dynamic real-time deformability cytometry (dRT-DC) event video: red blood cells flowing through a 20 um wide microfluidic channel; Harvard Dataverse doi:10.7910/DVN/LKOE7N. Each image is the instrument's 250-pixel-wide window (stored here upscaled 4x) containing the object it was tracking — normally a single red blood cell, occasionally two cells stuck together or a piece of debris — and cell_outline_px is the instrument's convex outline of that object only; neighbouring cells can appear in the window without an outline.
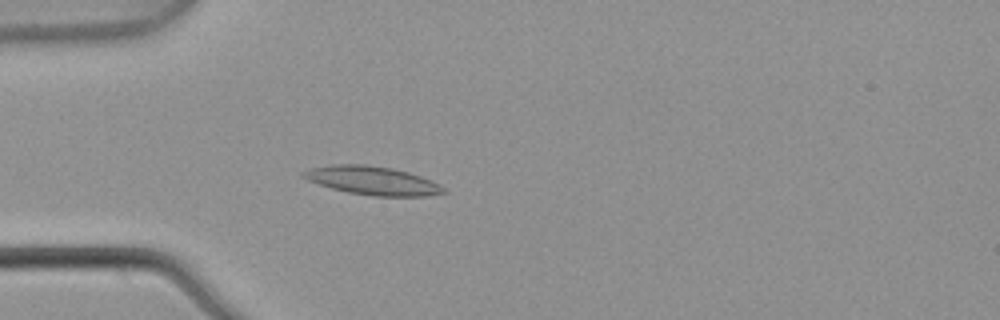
{"species": "common noctule bat (a hibernating species)", "species_latin": "Nyctalus noctula", "temperature_condition": "warm", "stored_images_in_passage": 3, "camera_frame_rate_fps": 3000, "um_per_image_px": 0.085, "animal": {"sex": "male", "body_mass_g": 21.5, "forearm_length_mm": 52.0}, "frame": {"image": 1, "passage_image": 3, "time_ms": 0.667, "image_size_px": [1000, 320], "cell_outline_px": [[448, 192], [428, 196], [372, 196], [348, 192], [332, 188], [308, 180], [300, 176], [300, 172], [312, 168], [332, 164], [364, 164], [392, 168], [408, 172], [420, 176], [440, 184]], "centroid_in_image_um": [31.66, 15.35], "position_along_channel_um": 53.3, "area_um2": 23.29}}